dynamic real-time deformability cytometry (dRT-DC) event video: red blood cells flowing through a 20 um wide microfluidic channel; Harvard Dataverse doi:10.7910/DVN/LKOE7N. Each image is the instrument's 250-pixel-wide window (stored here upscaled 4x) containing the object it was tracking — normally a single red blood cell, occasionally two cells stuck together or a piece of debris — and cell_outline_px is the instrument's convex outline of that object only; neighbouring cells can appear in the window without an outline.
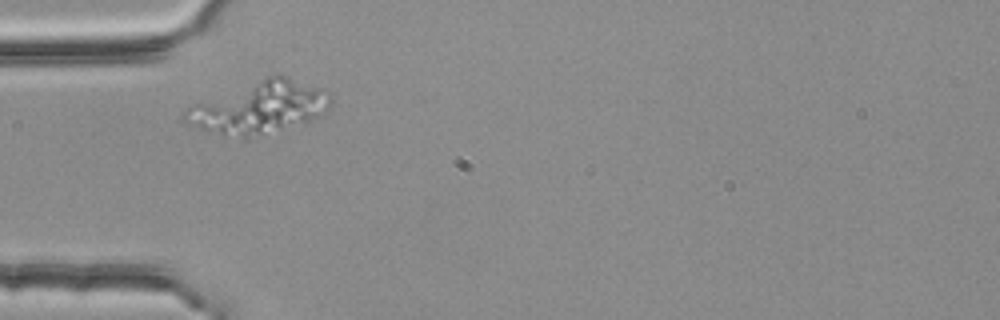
{"species": "common noctule bat (a hibernating species)", "species_latin": "Nyctalus noctula", "temperature_condition": "room temperature", "stored_images_in_passage": 1, "camera_frame_rate_fps": 3000, "um_per_image_px": 0.085, "animal": {"sex": "female", "body_mass_g": 25.1}, "frame": {"image": 1, "passage_image": 1, "time_ms": 0.0, "image_size_px": [1000, 320], "cell_outline_px": [[332, 100], [328, 108], [320, 116], [248, 140], [244, 140], [184, 124], [180, 120], [180, 116], [188, 108], [196, 104], [268, 76], [280, 72], [324, 88], [328, 92]], "centroid_in_image_um": [22.07, 9.14], "position_along_channel_um": 62.9, "area_um2": 44.22}}